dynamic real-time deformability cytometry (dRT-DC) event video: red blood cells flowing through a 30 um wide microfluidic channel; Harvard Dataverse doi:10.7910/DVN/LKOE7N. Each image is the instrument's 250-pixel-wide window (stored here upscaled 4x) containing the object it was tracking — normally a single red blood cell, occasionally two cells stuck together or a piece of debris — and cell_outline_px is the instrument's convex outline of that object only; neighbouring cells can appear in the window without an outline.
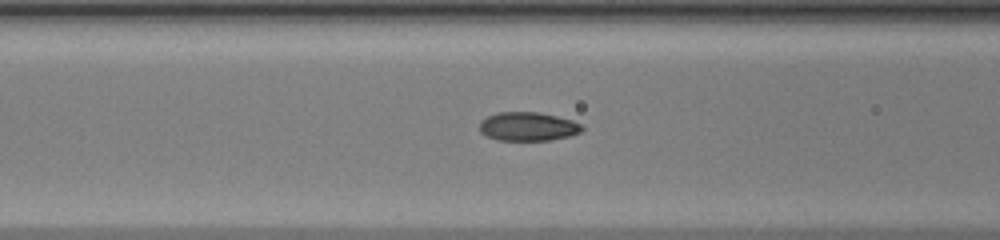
{"species": "common noctule bat (a hibernating species)", "species_latin": "Nyctalus noctula", "temperature_condition": "warm", "stored_images_in_passage": 41, "camera_frame_rate_fps": 3000, "um_per_image_px": 0.085, "animal": {"sex": "female", "body_mass_g": 20.0, "forearm_length_mm": 54.0}, "frame": {"image": 1, "passage_image": 21, "time_ms": 6.667, "image_size_px": [1000, 240], "cell_outline_px": [[584, 128], [580, 132], [568, 136], [548, 140], [496, 140], [480, 132], [480, 120], [496, 112], [540, 112], [572, 120], [580, 124]], "centroid_in_image_um": [44.85, 10.74], "position_along_channel_um": 121.8, "area_um2": 17.11}}
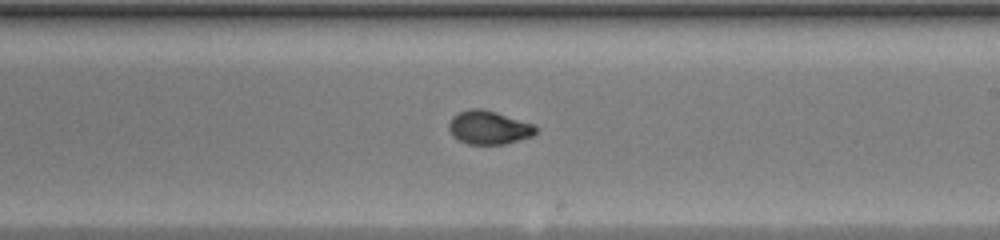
{"frame": {"image": 2, "passage_image": 30, "time_ms": 9.667, "image_size_px": [1000, 240], "cell_outline_px": [[540, 128], [532, 136], [504, 144], [468, 144], [452, 136], [448, 128], [448, 124], [452, 116], [468, 108], [480, 108], [496, 112], [532, 124]], "centroid_in_image_um": [41.53, 10.83], "position_along_channel_um": 247.5, "area_um2": 16.94}}
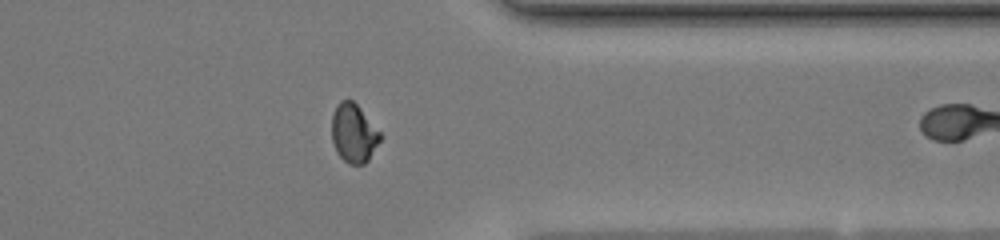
{"frame": {"image": 3, "passage_image": 40, "time_ms": 13.0, "image_size_px": [1000, 240], "cell_outline_px": [[384, 136], [368, 160], [364, 164], [348, 164], [336, 152], [332, 140], [332, 112], [336, 104], [340, 100], [352, 100], [360, 108]], "centroid_in_image_um": [30.07, 11.32], "position_along_channel_um": 381.3, "area_um2": 16.76}}